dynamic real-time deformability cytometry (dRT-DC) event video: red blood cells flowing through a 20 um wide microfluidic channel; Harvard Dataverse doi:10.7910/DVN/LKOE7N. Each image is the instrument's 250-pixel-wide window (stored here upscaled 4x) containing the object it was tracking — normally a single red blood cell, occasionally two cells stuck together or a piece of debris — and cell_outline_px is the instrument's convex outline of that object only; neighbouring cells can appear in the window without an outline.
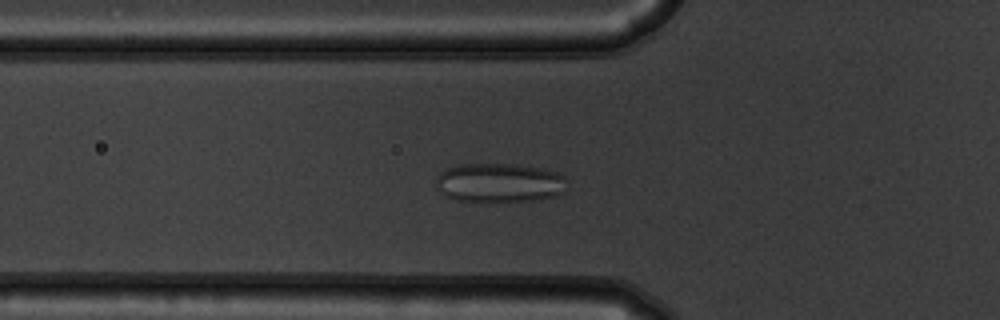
{"species": "common noctule bat (a hibernating species)", "species_latin": "Nyctalus noctula", "temperature_condition": "warm", "stored_images_in_passage": 55, "camera_frame_rate_fps": 3000, "um_per_image_px": 0.085, "animal": {"sex": "male", "body_mass_g": 19.5, "forearm_length_mm": 54.6}, "frame": {"image": 1, "passage_image": 20, "time_ms": 6.333, "image_size_px": [1000, 320], "cell_outline_px": [[564, 192], [556, 196], [532, 200], [484, 204], [456, 200], [440, 192], [436, 188], [436, 176], [440, 172], [448, 168], [460, 164], [516, 164], [540, 168], [556, 172], [564, 176]], "centroid_in_image_um": [42.39, 15.57], "position_along_channel_um": 83.4, "area_um2": 30.52}}
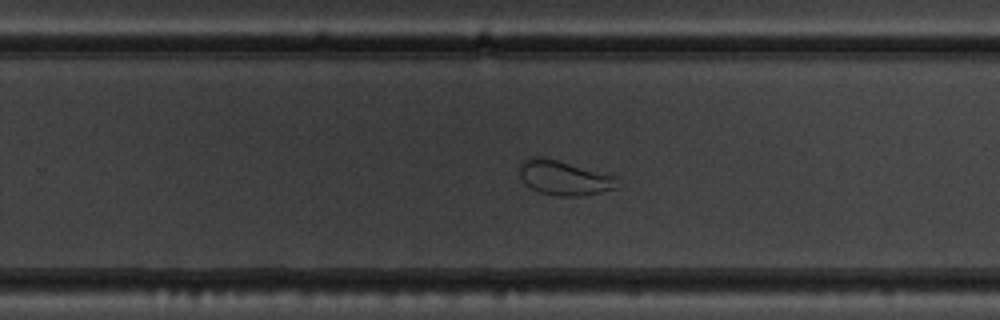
{"frame": {"image": 2, "passage_image": 36, "time_ms": 11.667, "image_size_px": [1000, 320], "cell_outline_px": [[624, 184], [616, 188], [584, 196], [556, 196], [540, 192], [524, 184], [520, 176], [520, 160], [532, 156], [544, 156], [620, 176]], "centroid_in_image_um": [48.03, 15.1], "position_along_channel_um": 281.8, "area_um2": 20.58}}
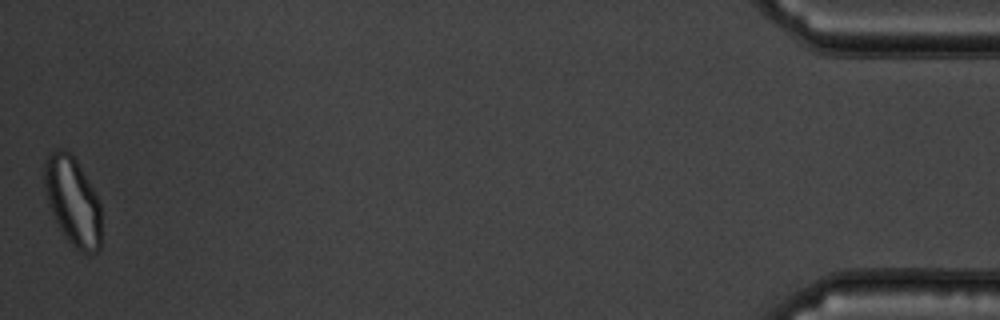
{"frame": {"image": 3, "passage_image": 55, "time_ms": 18.0, "image_size_px": [1000, 320], "cell_outline_px": [[100, 248], [96, 252], [84, 252], [76, 248], [64, 236], [48, 204], [44, 188], [44, 164], [48, 156], [56, 148], [64, 148], [76, 160], [92, 188], [100, 204]], "centroid_in_image_um": [6.16, 17.08], "position_along_channel_um": 429.0, "area_um2": 28.84}}